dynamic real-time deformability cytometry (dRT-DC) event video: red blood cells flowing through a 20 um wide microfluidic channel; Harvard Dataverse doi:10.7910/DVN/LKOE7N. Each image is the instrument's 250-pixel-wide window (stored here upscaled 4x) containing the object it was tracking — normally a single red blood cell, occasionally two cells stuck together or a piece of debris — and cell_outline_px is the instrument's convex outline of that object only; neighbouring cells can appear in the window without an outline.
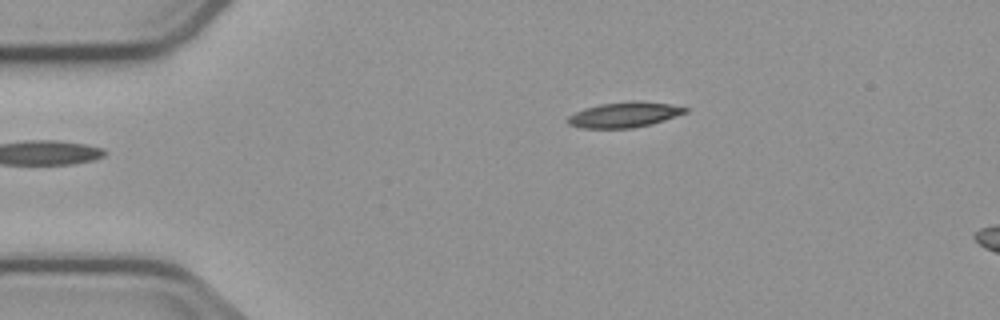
{"species": "common noctule bat (a hibernating species)", "species_latin": "Nyctalus noctula", "temperature_condition": "cold", "stored_images_in_passage": 4, "camera_frame_rate_fps": 3000, "um_per_image_px": 0.085, "animal": {"sex": "male", "body_mass_g": 23.1, "forearm_length_mm": 52.7}, "frame": {"image": 1, "passage_image": 4, "time_ms": 3.667, "image_size_px": [1000, 320], "cell_outline_px": [[688, 112], [652, 124], [632, 128], [580, 128], [568, 124], [568, 116], [584, 108], [600, 104], [668, 104], [688, 108]], "centroid_in_image_um": [53.01, 9.81], "position_along_channel_um": 32.0, "area_um2": 16.3}}